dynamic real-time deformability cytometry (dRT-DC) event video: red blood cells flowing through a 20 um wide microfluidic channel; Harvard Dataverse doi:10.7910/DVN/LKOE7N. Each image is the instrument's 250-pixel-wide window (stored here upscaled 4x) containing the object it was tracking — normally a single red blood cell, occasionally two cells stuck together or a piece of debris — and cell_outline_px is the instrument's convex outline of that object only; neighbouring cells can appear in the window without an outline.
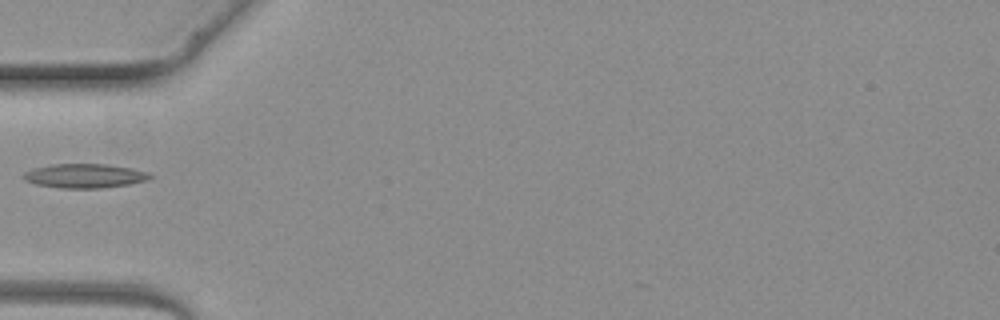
{"species": "common noctule bat (a hibernating species)", "species_latin": "Nyctalus noctula", "temperature_condition": "warm", "stored_images_in_passage": 1, "camera_frame_rate_fps": 3000, "um_per_image_px": 0.085, "animal": {"sex": "female", "body_mass_g": 19.3, "forearm_length_mm": 54.1}, "frame": {"image": 1, "passage_image": 1, "time_ms": 0.0, "image_size_px": [1000, 320], "cell_outline_px": [[156, 176], [148, 180], [128, 184], [100, 188], [60, 188], [36, 184], [24, 180], [24, 172], [32, 168], [52, 164], [104, 164], [132, 168], [148, 172]], "centroid_in_image_um": [7.22, 14.94], "position_along_channel_um": 77.8, "area_um2": 17.86}}